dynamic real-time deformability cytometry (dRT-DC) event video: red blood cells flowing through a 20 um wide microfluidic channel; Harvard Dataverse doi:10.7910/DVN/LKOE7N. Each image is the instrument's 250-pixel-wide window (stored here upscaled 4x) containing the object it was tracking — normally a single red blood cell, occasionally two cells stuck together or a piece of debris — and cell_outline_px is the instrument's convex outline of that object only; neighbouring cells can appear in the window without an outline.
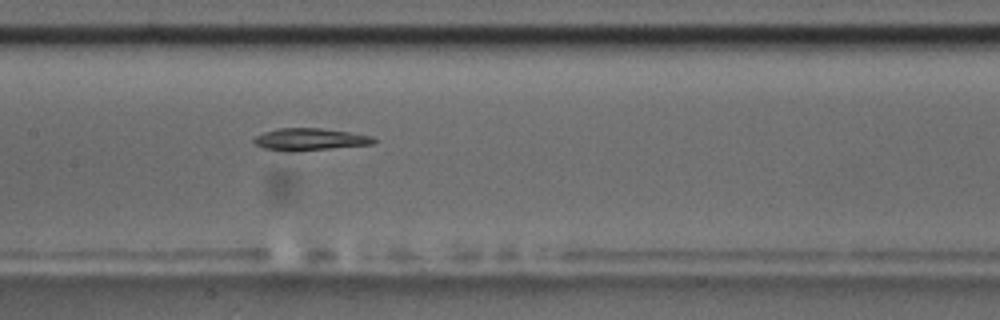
{"species": "common noctule bat (a hibernating species)", "species_latin": "Nyctalus noctula", "temperature_condition": "room temperature", "stored_images_in_passage": 8, "camera_frame_rate_fps": 3000, "um_per_image_px": 0.085, "animal": {"sex": "male", "body_mass_g": 17.5, "forearm_length_mm": 52.3}, "frame": {"image": 1, "passage_image": 8, "time_ms": 8.667, "image_size_px": [1000, 320], "cell_outline_px": [[376, 140], [372, 144], [296, 152], [288, 152], [264, 148], [256, 144], [252, 140], [256, 136], [264, 132], [276, 128], [320, 128], [348, 132], [372, 136]], "centroid_in_image_um": [26.3, 11.85], "position_along_channel_um": 181.1, "area_um2": 15.49}}